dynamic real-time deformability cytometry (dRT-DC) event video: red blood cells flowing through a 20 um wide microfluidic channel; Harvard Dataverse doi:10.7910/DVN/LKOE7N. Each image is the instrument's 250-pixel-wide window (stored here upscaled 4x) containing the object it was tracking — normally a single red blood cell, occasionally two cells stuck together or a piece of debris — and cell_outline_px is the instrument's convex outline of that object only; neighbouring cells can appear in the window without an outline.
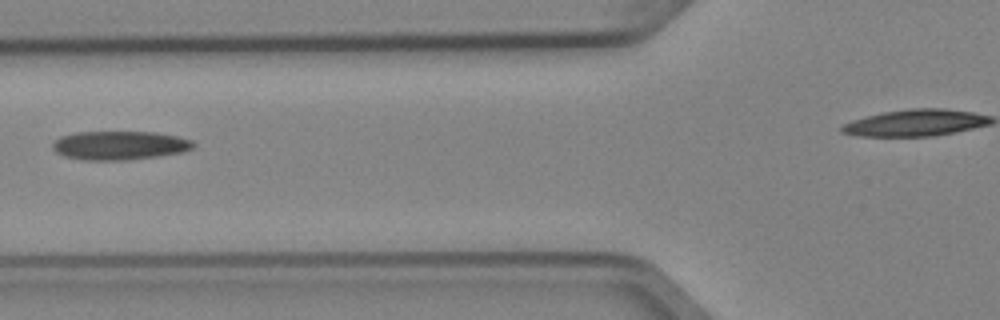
{"species": "Egyptian fruit bat (a non-hibernating species)", "species_latin": "Rousettus aegyptiacus", "temperature_condition": "cold", "stored_images_in_passage": 3, "camera_frame_rate_fps": 3000, "um_per_image_px": 0.085, "animal": {"sex": "female"}, "frame": {"image": 1, "passage_image": 3, "time_ms": 0.667, "image_size_px": [1000, 320], "cell_outline_px": [[196, 144], [192, 148], [180, 152], [156, 156], [128, 160], [84, 160], [64, 156], [56, 152], [52, 148], [52, 144], [60, 136], [76, 132], [156, 132], [176, 136], [192, 140]], "centroid_in_image_um": [10.14, 12.35], "position_along_channel_um": 115.7, "area_um2": 23.52}}